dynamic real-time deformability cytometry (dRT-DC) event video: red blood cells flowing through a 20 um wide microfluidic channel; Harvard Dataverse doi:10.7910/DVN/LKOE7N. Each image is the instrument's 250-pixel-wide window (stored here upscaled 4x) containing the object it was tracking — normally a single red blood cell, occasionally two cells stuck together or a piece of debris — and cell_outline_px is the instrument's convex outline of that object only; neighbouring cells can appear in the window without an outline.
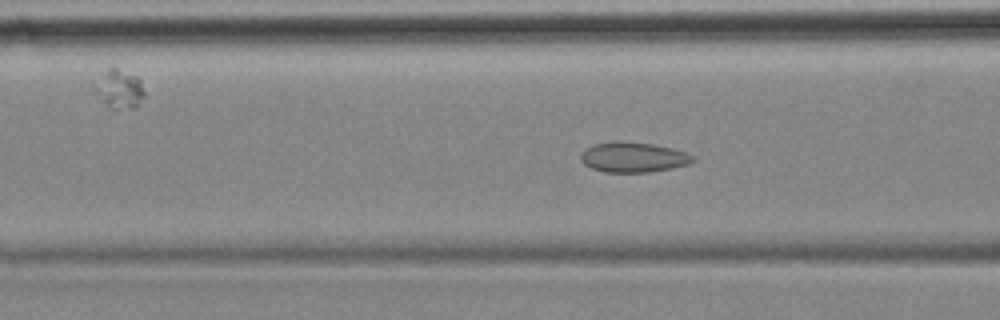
{"species": "common noctule bat (a hibernating species)", "species_latin": "Nyctalus noctula", "temperature_condition": "cold", "stored_images_in_passage": 34, "camera_frame_rate_fps": 3000, "um_per_image_px": 0.085, "animal": {"sex": "female", "body_mass_g": 18.4}, "frame": {"image": 1, "passage_image": 20, "time_ms": 6.333, "image_size_px": [1000, 320], "cell_outline_px": [[696, 160], [692, 164], [672, 168], [648, 172], [604, 172], [592, 168], [584, 164], [580, 160], [580, 156], [592, 144], [652, 144], [672, 148], [688, 152], [696, 156]], "centroid_in_image_um": [53.94, 13.41], "position_along_channel_um": 112.7, "area_um2": 19.07}}
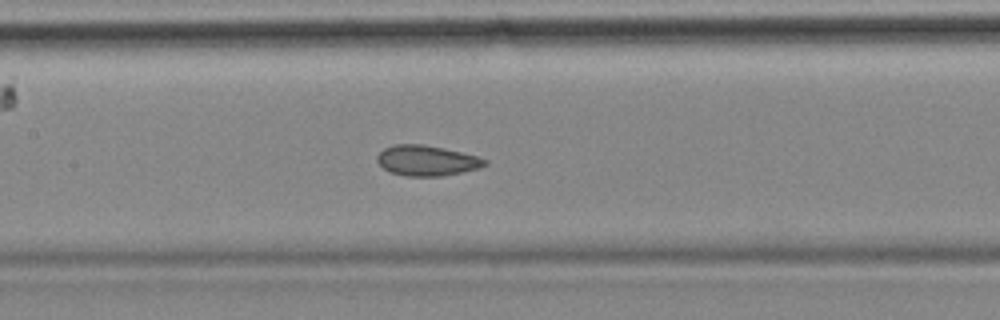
{"frame": {"image": 2, "passage_image": 25, "time_ms": 8.0, "image_size_px": [1000, 320], "cell_outline_px": [[488, 164], [480, 168], [440, 176], [408, 176], [388, 172], [376, 160], [376, 156], [384, 148], [392, 144], [424, 144], [444, 148], [476, 156], [488, 160]], "centroid_in_image_um": [36.25, 13.64], "position_along_channel_um": 171.1, "area_um2": 19.07}}